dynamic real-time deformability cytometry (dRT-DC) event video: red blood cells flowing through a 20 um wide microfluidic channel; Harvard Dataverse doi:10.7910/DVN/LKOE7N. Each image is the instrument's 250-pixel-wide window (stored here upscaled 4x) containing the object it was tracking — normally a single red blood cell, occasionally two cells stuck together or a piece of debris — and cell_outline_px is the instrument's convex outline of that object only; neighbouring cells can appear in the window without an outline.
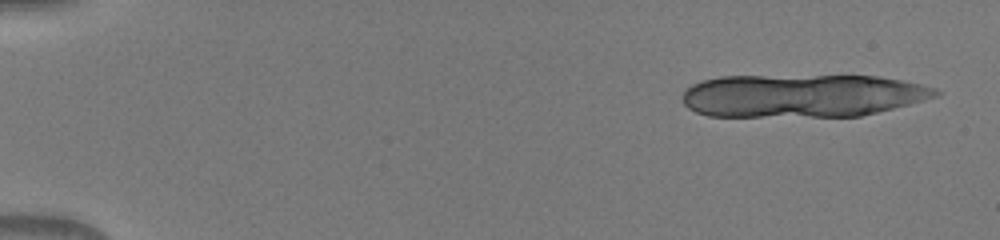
{"species": "human", "species_latin": "Homo sapiens", "temperature_condition": "warm", "stored_images_in_passage": 17, "camera_frame_rate_fps": 3000, "um_per_image_px": 0.085, "donor": {"sex": "male"}, "frame": {"image": 1, "passage_image": 2, "time_ms": 0.333, "image_size_px": [1000, 240], "cell_outline_px": [[940, 92], [936, 96], [924, 100], [860, 116], [708, 116], [696, 112], [688, 108], [684, 104], [684, 92], [692, 84], [700, 80], [720, 76], [880, 76], [920, 84], [936, 88]], "centroid_in_image_um": [68.16, 8.12], "position_along_channel_um": 16.8, "area_um2": 63.23}}